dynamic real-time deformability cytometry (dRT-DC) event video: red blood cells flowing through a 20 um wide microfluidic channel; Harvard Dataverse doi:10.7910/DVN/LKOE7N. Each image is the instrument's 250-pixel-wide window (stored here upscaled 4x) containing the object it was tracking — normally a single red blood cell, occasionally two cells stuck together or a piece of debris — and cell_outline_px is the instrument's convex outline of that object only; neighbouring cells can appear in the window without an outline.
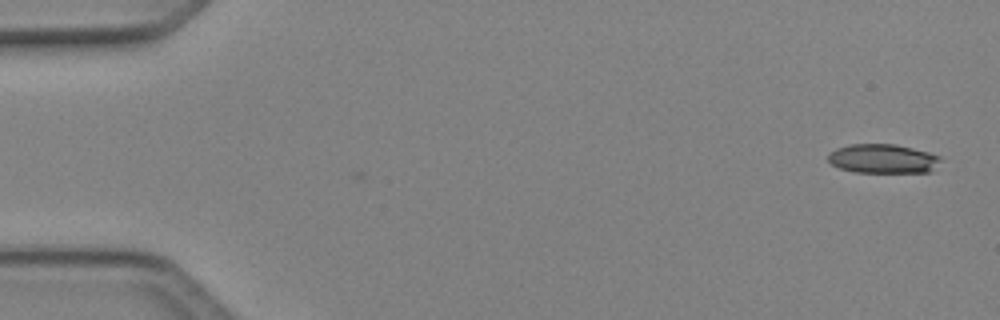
{"species": "Egyptian fruit bat (a non-hibernating species)", "species_latin": "Rousettus aegyptiacus", "temperature_condition": "cold", "stored_images_in_passage": 2, "camera_frame_rate_fps": 3000, "um_per_image_px": 0.085, "animal": {"sex": "female"}, "frame": {"image": 1, "passage_image": 2, "time_ms": 0.333, "image_size_px": [1000, 320], "cell_outline_px": [[944, 160], [932, 172], [856, 172], [840, 168], [832, 164], [828, 160], [828, 152], [836, 148], [848, 144], [896, 144], [928, 152], [940, 156]], "centroid_in_image_um": [75.08, 13.48], "position_along_channel_um": 9.9, "area_um2": 19.36}}